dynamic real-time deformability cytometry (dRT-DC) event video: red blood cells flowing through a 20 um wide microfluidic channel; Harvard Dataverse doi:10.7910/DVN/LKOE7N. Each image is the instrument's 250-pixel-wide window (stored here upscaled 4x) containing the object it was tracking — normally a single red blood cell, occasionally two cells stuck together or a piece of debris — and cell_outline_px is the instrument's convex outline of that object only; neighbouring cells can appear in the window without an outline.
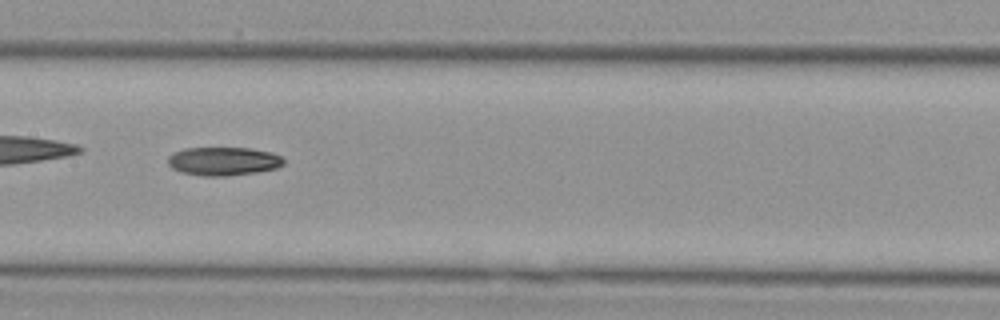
{"species": "Egyptian fruit bat (a non-hibernating species)", "species_latin": "Rousettus aegyptiacus", "temperature_condition": "cold", "stored_images_in_passage": 32, "camera_frame_rate_fps": 3000, "um_per_image_px": 0.085, "animal": {"sex": "female"}, "frame": {"image": 1, "passage_image": 10, "time_ms": 3.0, "image_size_px": [1000, 320], "cell_outline_px": [[284, 164], [276, 168], [256, 172], [228, 176], [204, 176], [180, 172], [172, 168], [168, 164], [168, 156], [172, 152], [184, 148], [248, 148], [272, 152], [280, 156], [284, 160]], "centroid_in_image_um": [18.96, 13.7], "position_along_channel_um": 188.4, "area_um2": 19.31}}
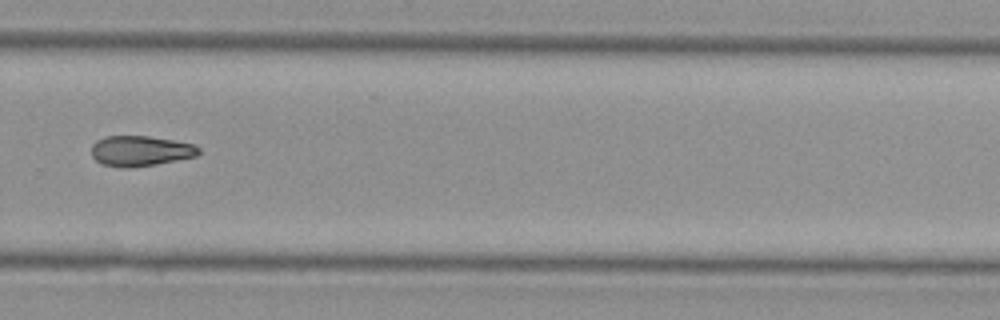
{"frame": {"image": 2, "passage_image": 19, "time_ms": 6.0, "image_size_px": [1000, 320], "cell_outline_px": [[200, 152], [196, 156], [156, 164], [128, 168], [100, 164], [92, 156], [92, 144], [96, 140], [104, 136], [148, 136], [176, 140], [196, 144], [200, 148]], "centroid_in_image_um": [11.94, 12.81], "position_along_channel_um": 317.9, "area_um2": 19.13}}